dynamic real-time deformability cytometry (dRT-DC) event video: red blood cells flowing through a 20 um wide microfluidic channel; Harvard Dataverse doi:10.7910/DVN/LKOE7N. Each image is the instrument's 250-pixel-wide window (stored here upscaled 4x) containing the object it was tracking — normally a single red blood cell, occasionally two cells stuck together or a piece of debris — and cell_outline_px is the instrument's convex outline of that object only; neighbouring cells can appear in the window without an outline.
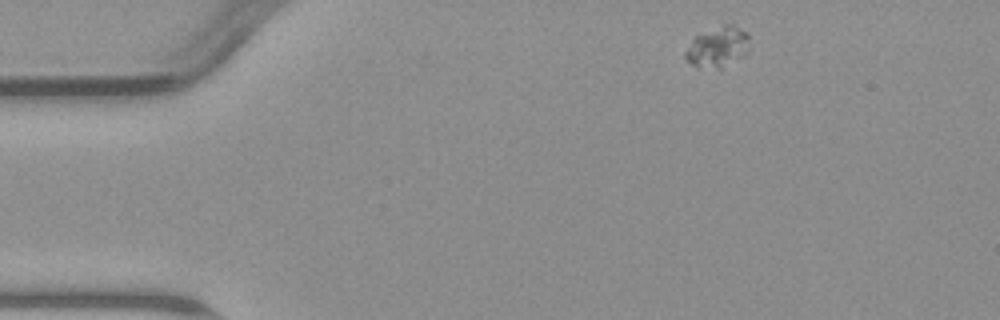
{"species": "common noctule bat (a hibernating species)", "species_latin": "Nyctalus noctula", "temperature_condition": "warm", "stored_images_in_passage": 9, "camera_frame_rate_fps": 3000, "um_per_image_px": 0.085, "animal": {"sex": "male", "body_mass_g": 23.1, "forearm_length_mm": 52.7}, "frame": {"image": 1, "passage_image": 1, "time_ms": 0.0, "image_size_px": [1000, 320], "cell_outline_px": [[748, 52], [744, 56], [720, 68], [696, 68], [684, 56], [684, 52], [692, 40], [696, 36], [724, 24], [732, 24], [744, 32], [748, 36]], "centroid_in_image_um": [60.99, 4.02], "position_along_channel_um": 24.0, "area_um2": 14.85}}
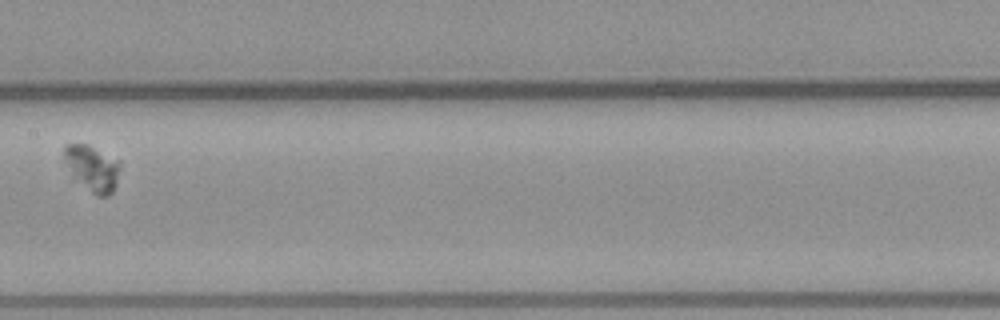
{"frame": {"image": 2, "passage_image": 6, "time_ms": 7.0, "image_size_px": [1000, 320], "cell_outline_px": [[120, 168], [116, 184], [112, 192], [108, 196], [96, 196], [92, 192], [76, 172], [64, 156], [64, 144], [88, 144], [120, 160]], "centroid_in_image_um": [7.97, 14.24], "position_along_channel_um": 199.4, "area_um2": 13.87}}
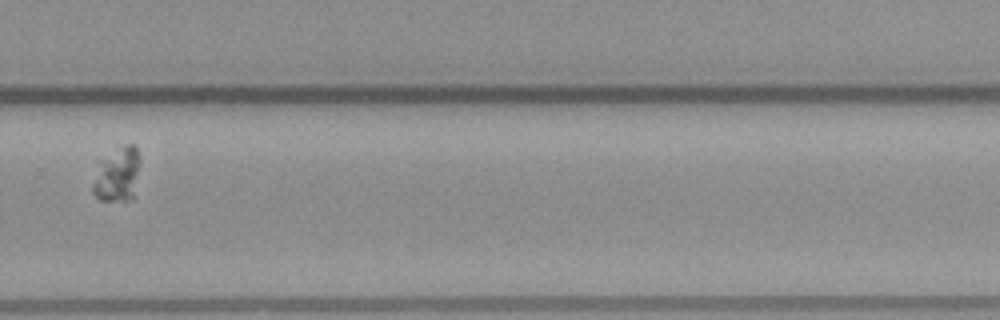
{"frame": {"image": 3, "passage_image": 9, "time_ms": 10.333, "image_size_px": [1000, 320], "cell_outline_px": [[140, 164], [132, 196], [128, 200], [100, 200], [92, 192], [92, 184], [104, 160], [124, 144], [136, 144], [140, 160]], "centroid_in_image_um": [10.02, 14.85], "position_along_channel_um": 319.8, "area_um2": 14.16}}